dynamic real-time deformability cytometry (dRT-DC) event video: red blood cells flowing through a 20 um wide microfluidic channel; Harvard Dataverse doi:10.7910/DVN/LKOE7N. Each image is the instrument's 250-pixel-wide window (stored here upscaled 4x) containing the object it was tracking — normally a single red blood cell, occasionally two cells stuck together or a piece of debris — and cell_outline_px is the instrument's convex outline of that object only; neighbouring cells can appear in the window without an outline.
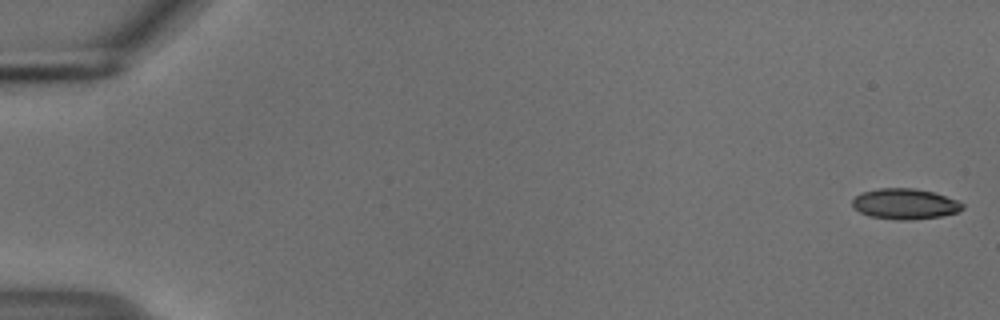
{"species": "common noctule bat (a hibernating species)", "species_latin": "Nyctalus noctula", "temperature_condition": "cold", "stored_images_in_passage": 54, "camera_frame_rate_fps": 3000, "um_per_image_px": 0.085, "animal": {"sex": "male", "body_mass_g": 18.8}, "frame": {"image": 1, "passage_image": 1, "time_ms": 0.0, "image_size_px": [1000, 320], "cell_outline_px": [[964, 208], [956, 212], [940, 216], [908, 220], [896, 220], [868, 216], [852, 208], [852, 200], [860, 192], [880, 188], [912, 188], [932, 192], [956, 200], [964, 204]], "centroid_in_image_um": [76.86, 17.33], "position_along_channel_um": 8.1, "area_um2": 19.59}}
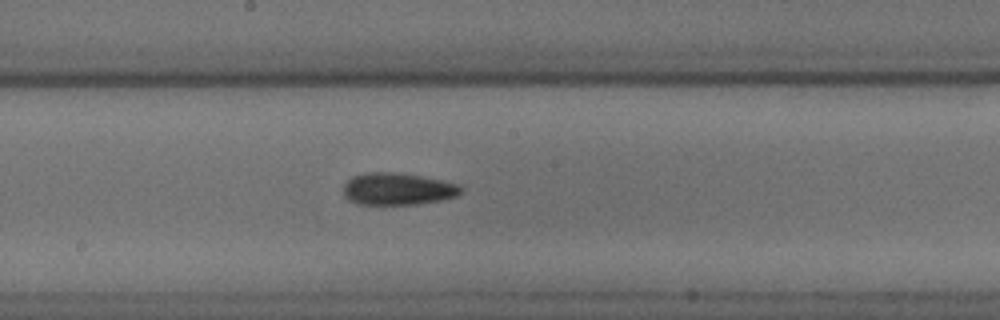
{"frame": {"image": 2, "passage_image": 30, "time_ms": 9.667, "image_size_px": [1000, 320], "cell_outline_px": [[464, 188], [456, 196], [444, 200], [416, 204], [360, 204], [348, 200], [344, 196], [344, 184], [352, 176], [368, 172], [396, 172], [444, 180], [460, 184]], "centroid_in_image_um": [33.83, 16.05], "position_along_channel_um": 214.4, "area_um2": 22.14}}
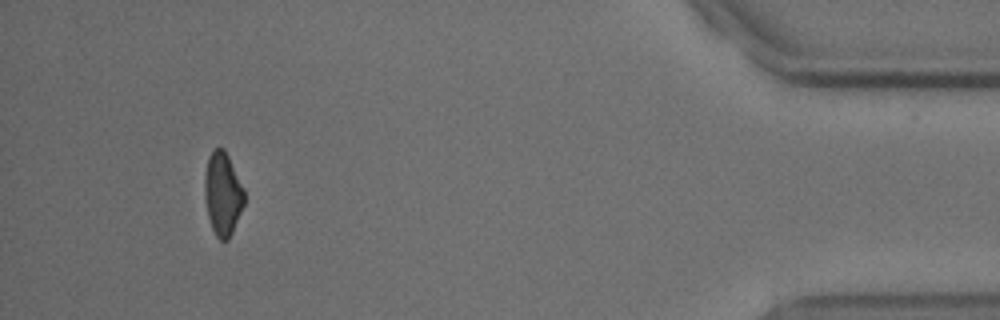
{"frame": {"image": 3, "passage_image": 51, "time_ms": 16.667, "image_size_px": [1000, 320], "cell_outline_px": [[244, 204], [232, 232], [228, 240], [220, 240], [216, 236], [212, 228], [208, 216], [204, 196], [204, 176], [208, 156], [212, 148], [224, 148], [244, 188]], "centroid_in_image_um": [18.91, 16.45], "position_along_channel_um": 416.3, "area_um2": 19.25}, "authors_computed_cell_mechanics": {"area_um2": 20.6057, "velocity_mm_per_s": 3.7398, "shape_relaxation_time_tau1_ms": 5.2389, "shape_relaxation_time_tau2_ms": null, "deformation_change_tau1": 0.1364, "deformation_change_tau2": null}}